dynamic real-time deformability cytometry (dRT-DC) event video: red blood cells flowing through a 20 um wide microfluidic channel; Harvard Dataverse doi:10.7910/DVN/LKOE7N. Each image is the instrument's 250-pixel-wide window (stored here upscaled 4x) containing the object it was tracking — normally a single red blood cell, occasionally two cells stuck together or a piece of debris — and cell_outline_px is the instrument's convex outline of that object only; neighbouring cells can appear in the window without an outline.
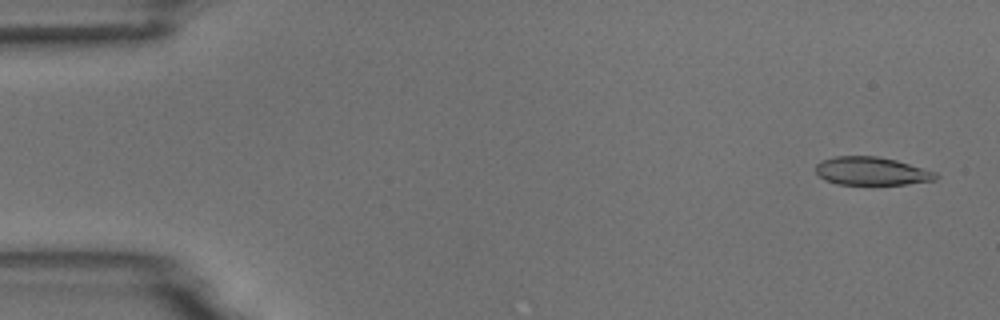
{"species": "common noctule bat (a hibernating species)", "species_latin": "Nyctalus noctula", "temperature_condition": "room temperature", "stored_images_in_passage": 4, "camera_frame_rate_fps": 3000, "um_per_image_px": 0.085, "animal": {"sex": "male", "body_mass_g": 18.8}, "frame": {"image": 1, "passage_image": 1, "time_ms": 0.0, "image_size_px": [1000, 320], "cell_outline_px": [[940, 176], [936, 180], [908, 184], [836, 184], [820, 176], [816, 172], [816, 164], [824, 160], [836, 156], [876, 156], [896, 160], [936, 172]], "centroid_in_image_um": [74.13, 14.54], "position_along_channel_um": 10.9, "area_um2": 19.54}}